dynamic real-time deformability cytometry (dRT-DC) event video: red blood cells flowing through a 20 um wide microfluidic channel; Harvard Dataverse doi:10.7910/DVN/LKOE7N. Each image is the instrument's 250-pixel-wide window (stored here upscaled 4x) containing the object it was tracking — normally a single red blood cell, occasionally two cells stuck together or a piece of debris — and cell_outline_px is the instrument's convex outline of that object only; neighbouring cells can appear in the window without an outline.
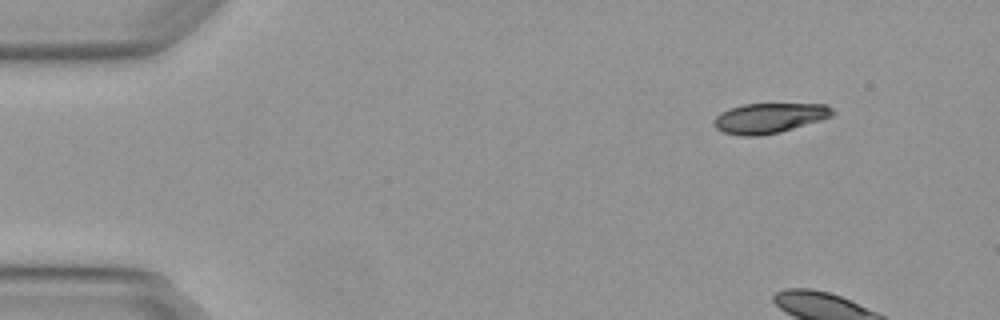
{"species": "Egyptian fruit bat (a non-hibernating species)", "species_latin": "Rousettus aegyptiacus", "temperature_condition": "warm", "stored_images_in_passage": 4, "camera_frame_rate_fps": 3000, "um_per_image_px": 0.085, "animal": {"sex": "female"}, "frame": {"image": 1, "passage_image": 1, "time_ms": 0.0, "image_size_px": [1000, 320], "cell_outline_px": [[836, 112], [832, 116], [820, 120], [780, 132], [760, 136], [744, 136], [724, 132], [716, 128], [712, 124], [712, 120], [720, 112], [728, 108], [744, 104], [824, 104], [832, 108]], "centroid_in_image_um": [65.35, 10.03], "position_along_channel_um": 19.6, "area_um2": 20.81}}